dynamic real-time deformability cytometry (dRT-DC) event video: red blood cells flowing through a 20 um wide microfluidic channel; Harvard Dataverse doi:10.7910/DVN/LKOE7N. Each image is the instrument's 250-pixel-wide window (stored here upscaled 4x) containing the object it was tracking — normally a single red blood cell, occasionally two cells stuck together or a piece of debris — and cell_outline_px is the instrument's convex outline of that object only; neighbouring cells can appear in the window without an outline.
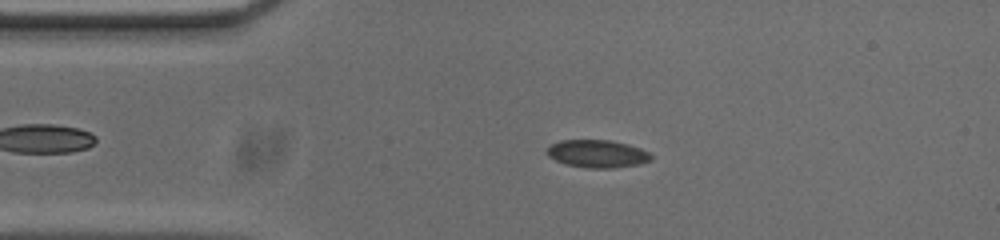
{"species": "common noctule bat (a hibernating species)", "species_latin": "Nyctalus noctula", "temperature_condition": "cold", "stored_images_in_passage": 54, "camera_frame_rate_fps": 3000, "um_per_image_px": 0.085, "animal": {"sex": "male", "body_mass_g": 20.0, "forearm_length_mm": 53.3}, "frame": {"image": 1, "passage_image": 10, "time_ms": 3.0, "image_size_px": [1000, 240], "cell_outline_px": [[652, 160], [640, 164], [612, 168], [588, 168], [568, 164], [556, 160], [548, 156], [548, 148], [552, 144], [560, 140], [608, 140], [628, 144], [640, 148], [648, 152], [652, 156]], "centroid_in_image_um": [50.81, 13.07], "position_along_channel_um": 34.2, "area_um2": 16.65}}
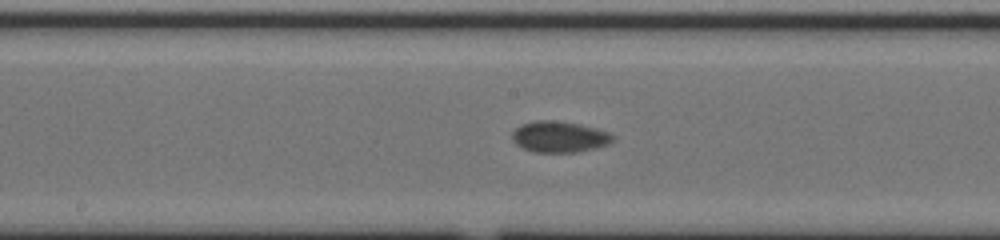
{"frame": {"image": 2, "passage_image": 26, "time_ms": 8.333, "image_size_px": [1000, 240], "cell_outline_px": [[616, 136], [608, 144], [576, 152], [536, 152], [524, 148], [516, 144], [512, 136], [512, 132], [520, 124], [536, 120], [556, 120], [580, 124], [608, 132]], "centroid_in_image_um": [47.53, 11.61], "position_along_channel_um": 200.7, "area_um2": 18.09}}
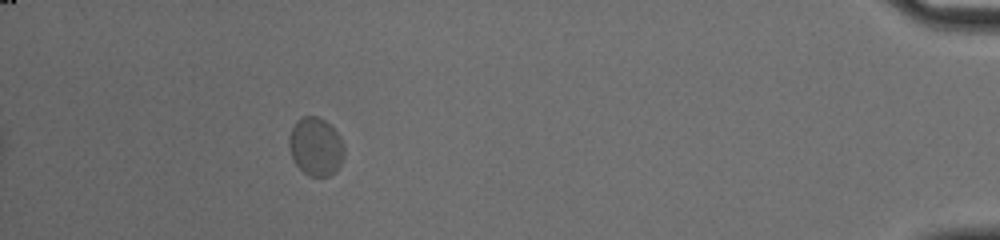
{"frame": {"image": 3, "passage_image": 49, "time_ms": 16.0, "image_size_px": [1000, 240], "cell_outline_px": [[344, 156], [340, 164], [328, 176], [308, 176], [296, 164], [292, 156], [288, 144], [288, 136], [296, 120], [304, 116], [316, 116], [324, 120], [340, 136], [344, 144]], "centroid_in_image_um": [26.82, 12.44], "position_along_channel_um": 408.4, "area_um2": 18.55}, "authors_computed_cell_mechanics": {"area_um2": 17.6001, "velocity_mm_per_s": 3.6098, "shape_relaxation_time_tau1_ms": 4.5233, "shape_relaxation_time_tau2_ms": null, "deformation_change_tau1": 0.0813, "deformation_change_tau2": null}}